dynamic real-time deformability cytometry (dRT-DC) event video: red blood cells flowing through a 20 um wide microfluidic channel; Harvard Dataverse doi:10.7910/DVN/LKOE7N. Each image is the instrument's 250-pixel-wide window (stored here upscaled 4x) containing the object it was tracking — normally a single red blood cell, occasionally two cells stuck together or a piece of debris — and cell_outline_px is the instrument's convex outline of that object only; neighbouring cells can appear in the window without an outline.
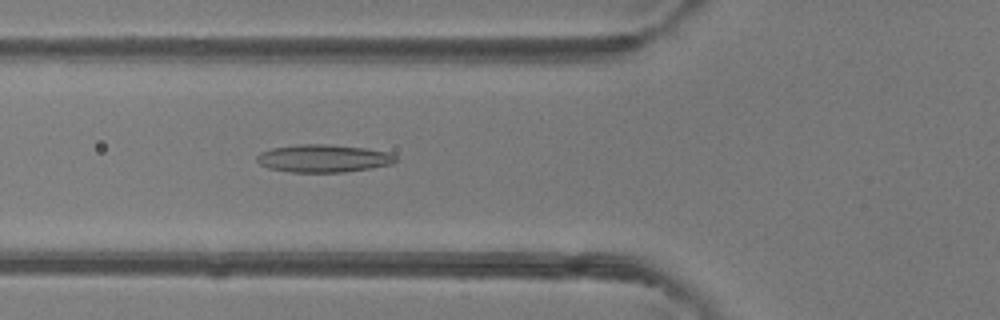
{"species": "common noctule bat (a hibernating species)", "species_latin": "Nyctalus noctula", "temperature_condition": "room temperature", "stored_images_in_passage": 34, "camera_frame_rate_fps": 3000, "um_per_image_px": 0.085, "animal": {"sex": "female"}, "frame": {"image": 1, "passage_image": 4, "time_ms": 1.0, "image_size_px": [1000, 320], "cell_outline_px": [[396, 160], [392, 164], [372, 168], [344, 172], [292, 172], [268, 168], [260, 164], [256, 160], [256, 156], [260, 152], [272, 148], [296, 144], [328, 144], [364, 148], [392, 152], [396, 156]], "centroid_in_image_um": [27.5, 13.46], "position_along_channel_um": 98.3, "area_um2": 22.6}}
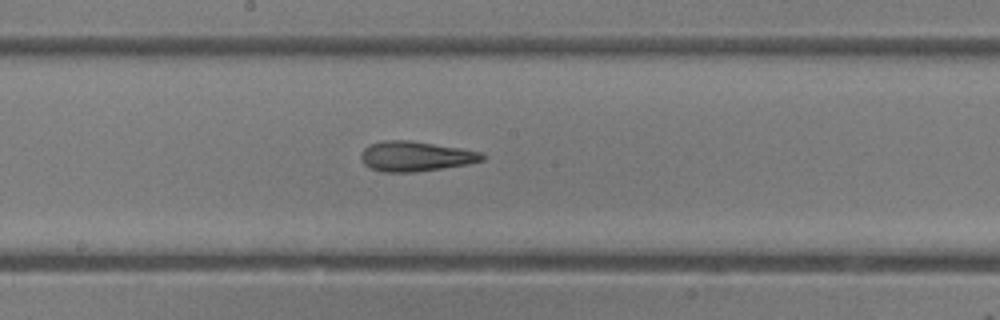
{"frame": {"image": 2, "passage_image": 12, "time_ms": 3.667, "image_size_px": [1000, 320], "cell_outline_px": [[484, 160], [468, 164], [416, 172], [380, 172], [364, 164], [360, 156], [364, 148], [368, 144], [384, 140], [412, 140], [484, 152]], "centroid_in_image_um": [35.32, 13.28], "position_along_channel_um": 212.9, "area_um2": 21.33}}
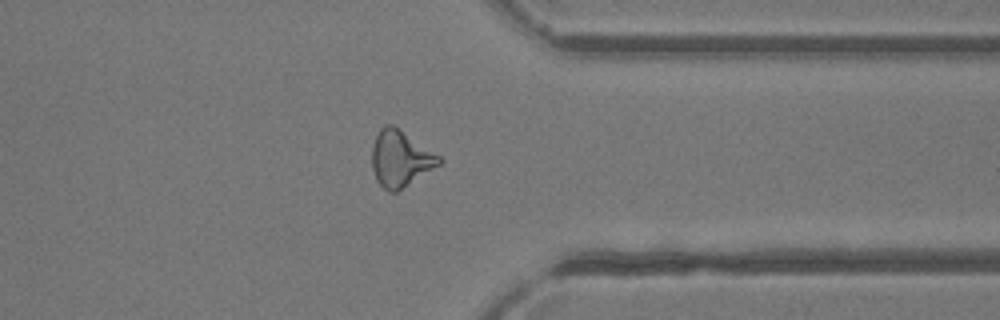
{"frame": {"image": 3, "passage_image": 24, "time_ms": 7.667, "image_size_px": [1000, 320], "cell_outline_px": [[444, 160], [440, 164], [396, 192], [388, 192], [376, 180], [372, 168], [372, 144], [380, 128], [384, 124], [392, 124], [440, 156]], "centroid_in_image_um": [34.01, 13.48], "position_along_channel_um": 377.4, "area_um2": 21.73}, "authors_computed_cell_mechanics": {"area_um2": 21.2993, "velocity_mm_per_s": 4.2665, "shape_relaxation_time_tau1_ms": 5.3863, "shape_relaxation_time_tau2_ms": 3.2198, "deformation_change_tau1": 0.1448, "deformation_change_tau2": 0.1493}}